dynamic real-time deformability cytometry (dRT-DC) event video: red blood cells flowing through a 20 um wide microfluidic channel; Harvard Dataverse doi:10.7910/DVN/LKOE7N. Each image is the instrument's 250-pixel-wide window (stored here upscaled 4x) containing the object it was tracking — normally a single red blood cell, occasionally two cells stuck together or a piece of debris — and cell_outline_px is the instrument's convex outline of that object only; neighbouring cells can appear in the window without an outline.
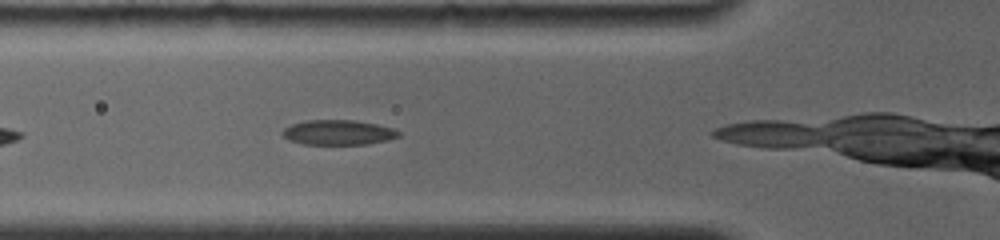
{"species": "common noctule bat (a hibernating species)", "species_latin": "Nyctalus noctula", "temperature_condition": "room temperature", "stored_images_in_passage": 11, "camera_frame_rate_fps": 4000, "um_per_image_px": 0.085, "animal": {"sex": "female", "body_mass_g": 19.0, "forearm_length_mm": 56.7}, "frame": {"image": 1, "passage_image": 6, "time_ms": 1.25, "image_size_px": [1000, 240], "cell_outline_px": [[400, 136], [388, 140], [368, 144], [304, 144], [292, 140], [284, 136], [280, 132], [284, 128], [292, 124], [308, 120], [356, 120], [376, 124], [392, 128], [400, 132]], "centroid_in_image_um": [28.77, 11.25], "position_along_channel_um": 97.0, "area_um2": 16.76}}